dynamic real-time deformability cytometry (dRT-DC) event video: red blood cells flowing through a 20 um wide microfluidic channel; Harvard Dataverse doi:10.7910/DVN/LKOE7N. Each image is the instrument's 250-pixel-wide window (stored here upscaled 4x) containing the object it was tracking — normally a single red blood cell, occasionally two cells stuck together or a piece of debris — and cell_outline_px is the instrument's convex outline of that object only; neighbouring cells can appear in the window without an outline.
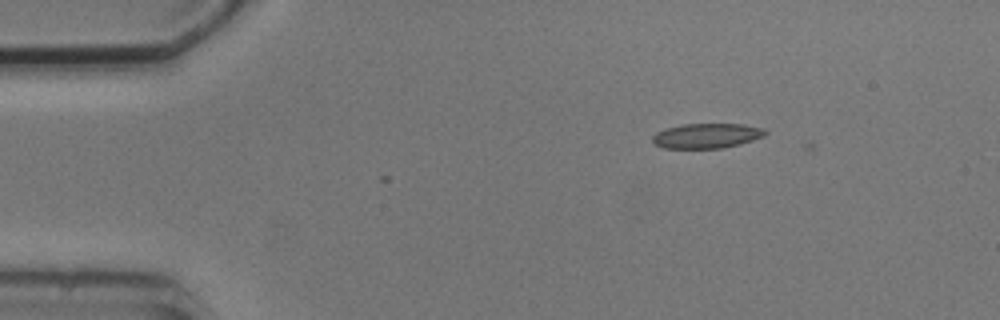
{"species": "common noctule bat (a hibernating species)", "species_latin": "Nyctalus noctula", "temperature_condition": "cold", "stored_images_in_passage": 3, "camera_frame_rate_fps": 3000, "um_per_image_px": 0.085, "animal": {"sex": "male", "body_mass_g": 20.5, "forearm_length_mm": 52.5}, "frame": {"image": 1, "passage_image": 1, "time_ms": 0.0, "image_size_px": [1000, 320], "cell_outline_px": [[768, 132], [764, 136], [740, 144], [720, 148], [664, 148], [652, 144], [652, 136], [656, 132], [668, 128], [684, 124], [744, 124], [764, 128]], "centroid_in_image_um": [60.07, 11.54], "position_along_channel_um": 24.9, "area_um2": 16.36}}